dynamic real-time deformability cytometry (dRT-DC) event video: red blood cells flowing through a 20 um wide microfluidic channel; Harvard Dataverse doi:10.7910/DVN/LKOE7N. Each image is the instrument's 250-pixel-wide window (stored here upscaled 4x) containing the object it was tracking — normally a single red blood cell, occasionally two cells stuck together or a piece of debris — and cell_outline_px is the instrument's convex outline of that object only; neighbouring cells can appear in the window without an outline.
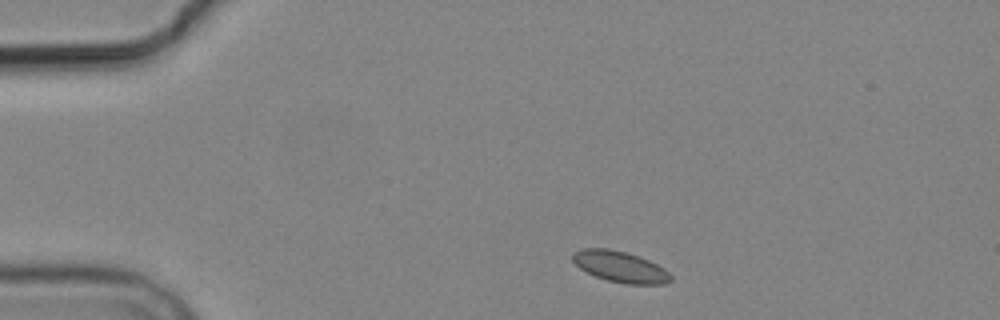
{"species": "common noctule bat (a hibernating species)", "species_latin": "Nyctalus noctula", "temperature_condition": "cold", "stored_images_in_passage": 7, "camera_frame_rate_fps": 3000, "um_per_image_px": 0.085, "animal": {"sex": "male", "body_mass_g": 19.2, "forearm_length_mm": 51.8}, "frame": {"image": 1, "passage_image": 1, "time_ms": 0.0, "image_size_px": [1000, 320], "cell_outline_px": [[672, 280], [664, 284], [624, 284], [608, 280], [596, 276], [580, 268], [572, 260], [572, 252], [580, 248], [608, 248], [640, 256], [664, 268], [672, 276]], "centroid_in_image_um": [52.71, 22.66], "position_along_channel_um": 32.3, "area_um2": 17.74}}
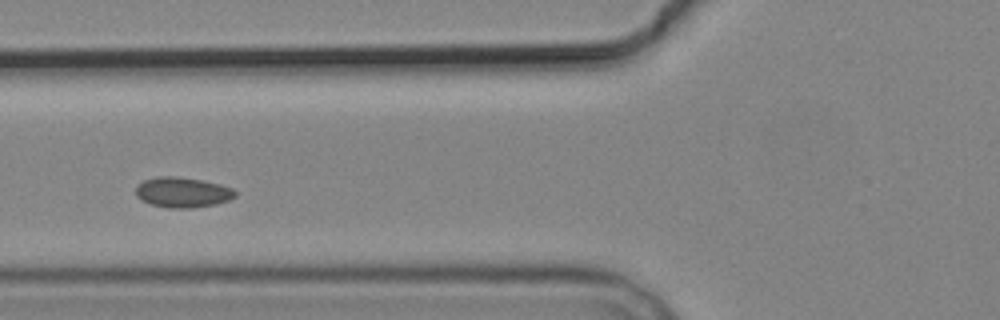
{"frame": {"image": 2, "passage_image": 4, "time_ms": 3.667, "image_size_px": [1000, 320], "cell_outline_px": [[236, 196], [228, 200], [216, 204], [192, 208], [168, 208], [152, 204], [136, 196], [136, 184], [144, 180], [156, 176], [176, 176], [200, 180], [220, 184], [232, 188], [236, 192]], "centroid_in_image_um": [15.51, 16.34], "position_along_channel_um": 110.3, "area_um2": 17.51}}
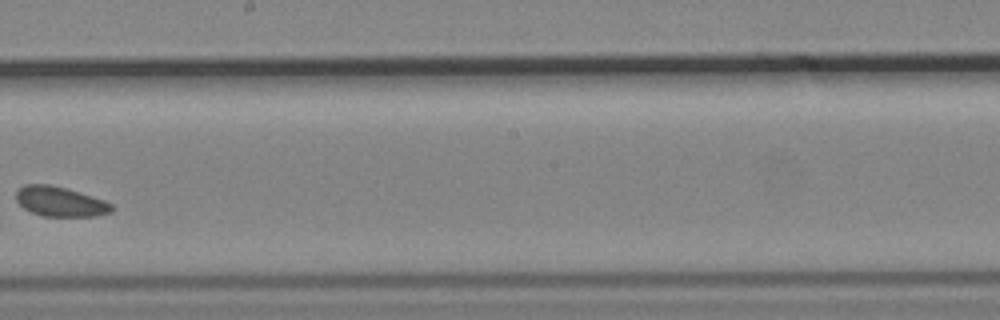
{"frame": {"image": 3, "passage_image": 7, "time_ms": 7.333, "image_size_px": [1000, 320], "cell_outline_px": [[116, 208], [112, 212], [96, 216], [44, 216], [32, 212], [24, 208], [16, 200], [16, 192], [24, 184], [48, 184], [64, 188], [104, 200], [112, 204]], "centroid_in_image_um": [5.13, 17.14], "position_along_channel_um": 243.1, "area_um2": 16.47}}